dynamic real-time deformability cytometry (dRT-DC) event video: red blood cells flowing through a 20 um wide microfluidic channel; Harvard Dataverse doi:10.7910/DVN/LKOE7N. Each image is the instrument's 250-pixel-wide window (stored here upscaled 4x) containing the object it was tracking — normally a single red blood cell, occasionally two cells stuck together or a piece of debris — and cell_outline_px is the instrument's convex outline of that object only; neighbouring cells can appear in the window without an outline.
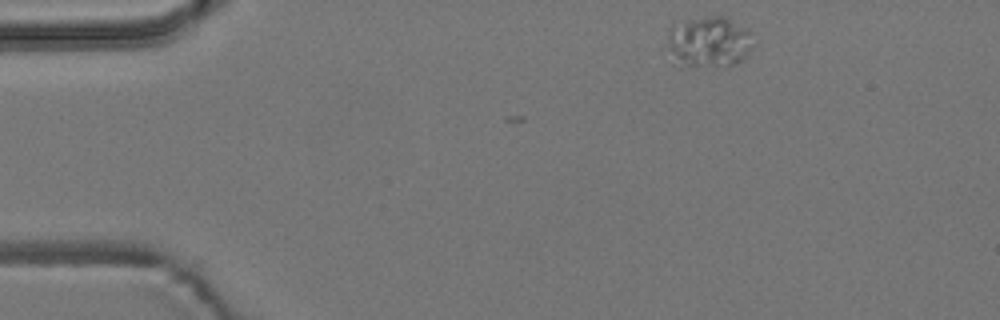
{"species": "common noctule bat (a hibernating species)", "species_latin": "Nyctalus noctula", "temperature_condition": "room temperature", "stored_images_in_passage": 2, "camera_frame_rate_fps": 3000, "um_per_image_px": 0.085, "animal": {"sex": "male", "body_mass_g": 19.2, "forearm_length_mm": 51.8}, "frame": {"image": 1, "passage_image": 2, "time_ms": 0.333, "image_size_px": [1000, 320], "cell_outline_px": [[756, 44], [744, 60], [736, 64], [680, 68], [672, 64], [668, 48], [668, 28], [672, 20], [712, 16], [724, 16], [748, 28], [752, 32]], "centroid_in_image_um": [60.22, 3.56], "position_along_channel_um": 24.8, "area_um2": 27.17}}